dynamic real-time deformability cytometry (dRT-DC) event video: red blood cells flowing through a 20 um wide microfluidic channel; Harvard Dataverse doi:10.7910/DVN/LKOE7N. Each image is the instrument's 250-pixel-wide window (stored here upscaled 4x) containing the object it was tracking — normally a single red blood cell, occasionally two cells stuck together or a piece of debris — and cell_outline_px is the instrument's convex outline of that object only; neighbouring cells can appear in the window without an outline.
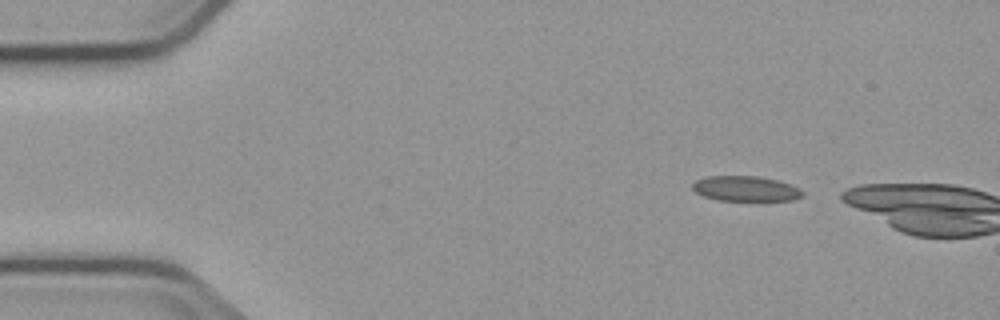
{"species": "common noctule bat (a hibernating species)", "species_latin": "Nyctalus noctula", "temperature_condition": "cold", "stored_images_in_passage": 2, "camera_frame_rate_fps": 3000, "um_per_image_px": 0.085, "animal": {"sex": "male", "body_mass_g": 23.1, "forearm_length_mm": 52.7}, "frame": {"image": 1, "passage_image": 1, "time_ms": 0.0, "image_size_px": [1000, 320], "cell_outline_px": [[804, 196], [792, 200], [716, 200], [704, 196], [696, 192], [692, 188], [692, 184], [696, 180], [708, 176], [756, 176], [776, 180], [792, 184], [800, 188], [804, 192]], "centroid_in_image_um": [63.4, 16.03], "position_along_channel_um": 21.6, "area_um2": 16.13}}